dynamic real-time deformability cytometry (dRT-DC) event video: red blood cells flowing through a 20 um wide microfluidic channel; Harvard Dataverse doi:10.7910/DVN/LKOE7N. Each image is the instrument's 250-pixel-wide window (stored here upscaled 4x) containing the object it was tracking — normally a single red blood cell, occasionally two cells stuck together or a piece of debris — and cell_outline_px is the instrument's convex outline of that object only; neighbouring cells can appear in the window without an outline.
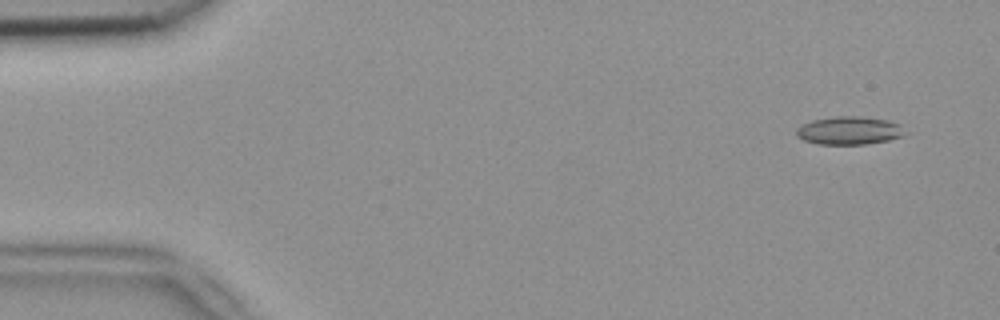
{"species": "common noctule bat (a hibernating species)", "species_latin": "Nyctalus noctula", "temperature_condition": "room temperature", "stored_images_in_passage": 53, "camera_frame_rate_fps": 3000, "um_per_image_px": 0.085, "animal": {"sex": "female", "body_mass_g": 18.4}, "frame": {"image": 1, "passage_image": 4, "time_ms": 1.0, "image_size_px": [1000, 320], "cell_outline_px": [[908, 132], [904, 136], [888, 140], [864, 144], [820, 144], [804, 140], [796, 136], [796, 128], [812, 120], [832, 116], [860, 116], [888, 120], [900, 124]], "centroid_in_image_um": [72.22, 11.09], "position_along_channel_um": 12.8, "area_um2": 17.92}}
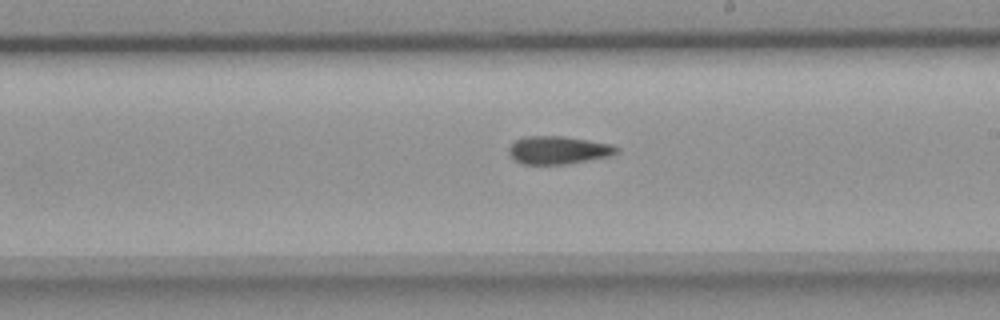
{"frame": {"image": 2, "passage_image": 31, "time_ms": 10.0, "image_size_px": [1000, 320], "cell_outline_px": [[620, 152], [612, 156], [568, 164], [520, 164], [508, 152], [508, 148], [516, 140], [524, 136], [564, 136], [612, 144], [620, 148]], "centroid_in_image_um": [47.51, 12.76], "position_along_channel_um": 241.5, "area_um2": 17.74}}
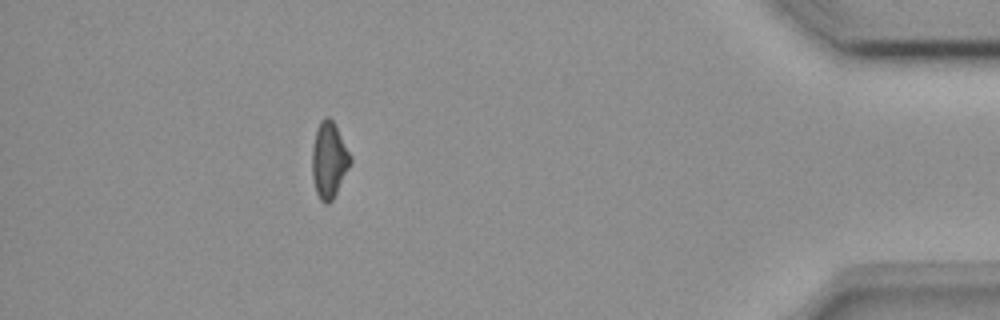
{"frame": {"image": 3, "passage_image": 48, "time_ms": 15.667, "image_size_px": [1000, 320], "cell_outline_px": [[352, 160], [332, 200], [328, 204], [324, 204], [320, 200], [316, 192], [312, 176], [312, 148], [316, 128], [320, 120], [324, 116], [328, 116], [332, 120], [352, 156]], "centroid_in_image_um": [27.95, 13.58], "position_along_channel_um": 407.3, "area_um2": 16.88}, "authors_computed_cell_mechanics": {"area_um2": 17.3978, "velocity_mm_per_s": 3.8334, "shape_relaxation_time_tau1_ms": 8.8966, "shape_relaxation_time_tau2_ms": 5.0505, "deformation_change_tau1": 0.1602, "deformation_change_tau2": 0.119}}